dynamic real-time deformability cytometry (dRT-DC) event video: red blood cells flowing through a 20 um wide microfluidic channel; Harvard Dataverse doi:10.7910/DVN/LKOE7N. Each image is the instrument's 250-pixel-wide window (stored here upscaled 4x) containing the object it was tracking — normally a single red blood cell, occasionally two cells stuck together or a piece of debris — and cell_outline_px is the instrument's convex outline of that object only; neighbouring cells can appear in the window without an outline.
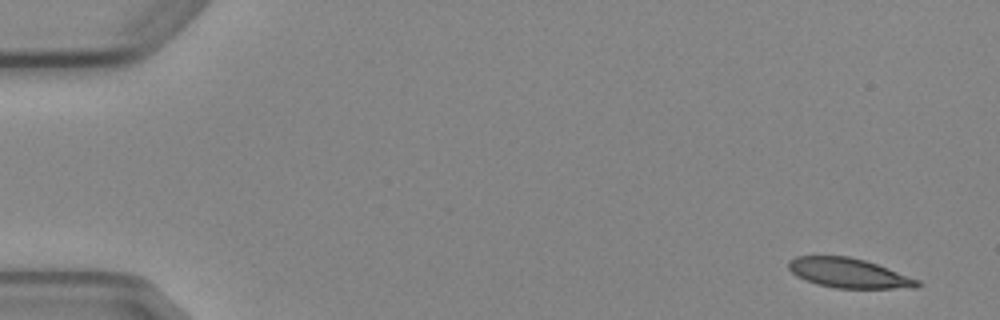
{"species": "Egyptian fruit bat (a non-hibernating species)", "species_latin": "Rousettus aegyptiacus", "temperature_condition": "cold", "stored_images_in_passage": 4, "camera_frame_rate_fps": 3000, "um_per_image_px": 0.085, "animal": {"sex": "female"}, "frame": {"image": 1, "passage_image": 1, "time_ms": 0.0, "image_size_px": [1000, 320], "cell_outline_px": [[924, 284], [916, 288], [836, 288], [816, 284], [796, 276], [788, 268], [788, 260], [796, 256], [848, 256], [864, 260], [876, 264], [920, 280]], "centroid_in_image_um": [72.14, 23.21], "position_along_channel_um": 12.9, "area_um2": 22.25}}
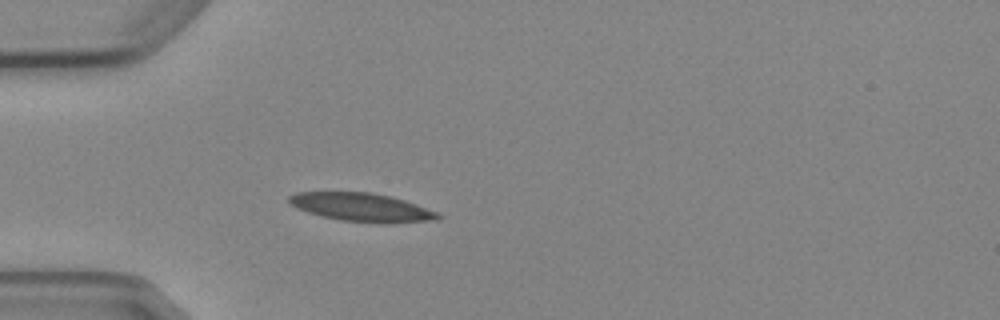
{"frame": {"image": 2, "passage_image": 4, "time_ms": 4.333, "image_size_px": [1000, 320], "cell_outline_px": [[444, 216], [436, 220], [384, 224], [380, 224], [340, 220], [320, 216], [296, 208], [288, 200], [288, 196], [296, 192], [372, 192], [392, 196], [440, 212]], "centroid_in_image_um": [30.8, 17.63], "position_along_channel_um": 54.2, "area_um2": 25.09}}